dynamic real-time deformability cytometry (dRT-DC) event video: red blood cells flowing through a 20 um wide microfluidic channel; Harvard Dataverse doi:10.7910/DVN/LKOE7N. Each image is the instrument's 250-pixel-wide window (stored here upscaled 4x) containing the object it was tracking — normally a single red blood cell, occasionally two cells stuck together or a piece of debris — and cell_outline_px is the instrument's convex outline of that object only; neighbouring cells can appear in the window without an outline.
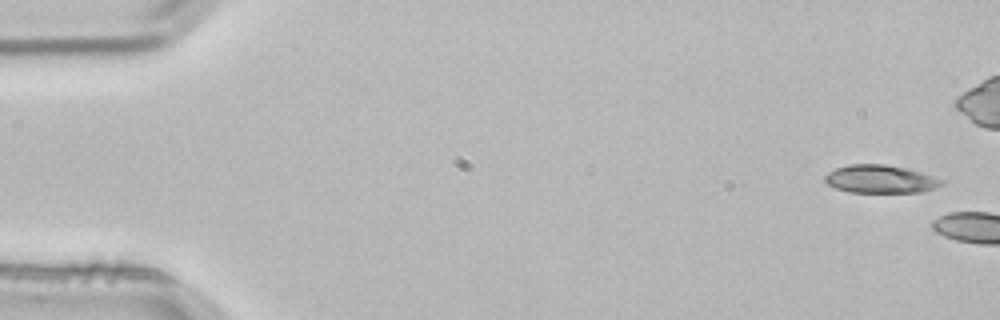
{"species": "common noctule bat (a hibernating species)", "species_latin": "Nyctalus noctula", "temperature_condition": "room temperature", "stored_images_in_passage": 4, "camera_frame_rate_fps": 3000, "um_per_image_px": 0.085, "animal": {"sex": "male", "body_mass_g": 21.5, "forearm_length_mm": 52.0}, "frame": {"image": 1, "passage_image": 1, "time_ms": 0.0, "image_size_px": [1000, 320], "cell_outline_px": [[944, 180], [940, 184], [932, 188], [920, 192], [848, 192], [836, 188], [828, 184], [824, 180], [824, 176], [828, 172], [836, 168], [848, 164], [884, 164], [904, 168], [920, 172]], "centroid_in_image_um": [74.76, 15.22], "position_along_channel_um": 10.2, "area_um2": 18.79}}